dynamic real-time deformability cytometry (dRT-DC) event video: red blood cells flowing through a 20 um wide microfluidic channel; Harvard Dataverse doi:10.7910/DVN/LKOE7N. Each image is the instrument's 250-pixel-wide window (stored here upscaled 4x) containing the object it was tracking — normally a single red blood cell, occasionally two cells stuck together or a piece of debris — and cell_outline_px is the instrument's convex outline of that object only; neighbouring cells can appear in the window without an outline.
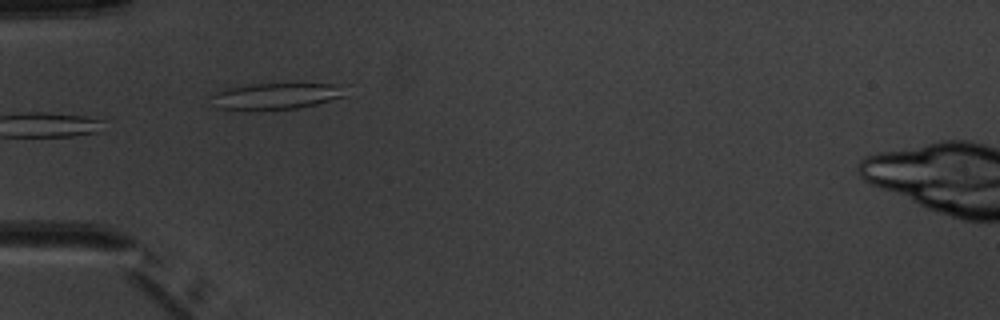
{"species": "common noctule bat (a hibernating species)", "species_latin": "Nyctalus noctula", "temperature_condition": "warm", "stored_images_in_passage": 8, "camera_frame_rate_fps": 3000, "um_per_image_px": 0.085, "animal": {"sex": "male", "body_mass_g": 20.1, "forearm_length_mm": 53.5}, "frame": {"image": 1, "passage_image": 4, "time_ms": 4.333, "image_size_px": [1000, 320], "cell_outline_px": [[348, 96], [316, 104], [296, 108], [252, 112], [216, 108], [208, 96], [216, 92], [228, 88], [252, 84], [348, 84]], "centroid_in_image_um": [23.49, 8.19], "position_along_channel_um": 61.5, "area_um2": 21.5}}
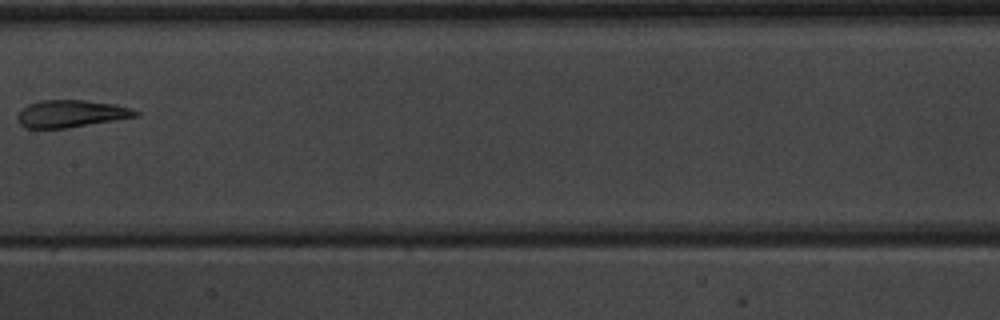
{"frame": {"image": 2, "passage_image": 7, "time_ms": 8.0, "image_size_px": [1000, 320], "cell_outline_px": [[140, 116], [68, 128], [24, 128], [16, 120], [16, 116], [28, 104], [40, 100], [84, 100], [116, 104], [132, 108], [140, 112]], "centroid_in_image_um": [6.06, 9.66], "position_along_channel_um": 201.3, "area_um2": 18.96}}
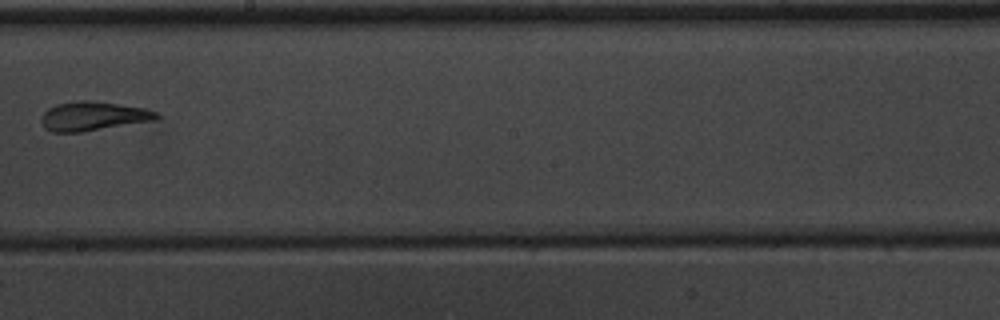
{"frame": {"image": 3, "passage_image": 8, "time_ms": 9.0, "image_size_px": [1000, 320], "cell_outline_px": [[160, 116], [156, 120], [80, 132], [52, 132], [44, 128], [40, 120], [44, 112], [48, 108], [56, 104], [76, 100], [92, 100], [144, 108], [156, 112]], "centroid_in_image_um": [7.88, 9.86], "position_along_channel_um": 240.3, "area_um2": 19.54}}